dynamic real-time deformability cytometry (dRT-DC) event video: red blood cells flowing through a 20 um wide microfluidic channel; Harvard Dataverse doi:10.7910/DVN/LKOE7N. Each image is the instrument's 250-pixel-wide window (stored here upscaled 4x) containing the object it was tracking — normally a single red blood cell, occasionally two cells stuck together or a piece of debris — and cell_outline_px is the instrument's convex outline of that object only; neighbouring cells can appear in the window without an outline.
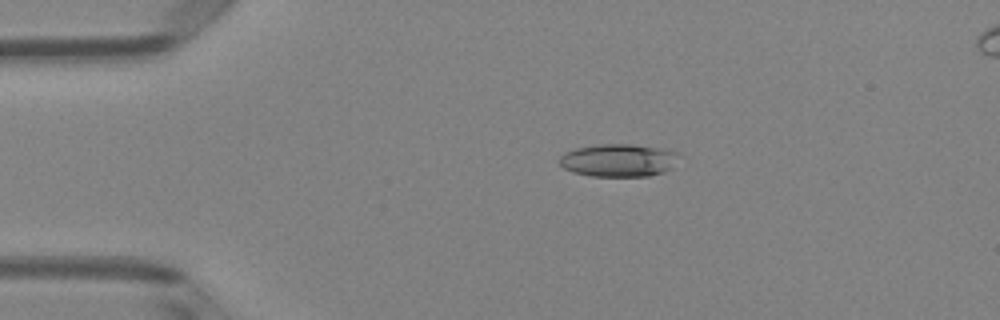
{"species": "Egyptian fruit bat (a non-hibernating species)", "species_latin": "Rousettus aegyptiacus", "temperature_condition": "room temperature", "stored_images_in_passage": 4, "camera_frame_rate_fps": 3000, "um_per_image_px": 0.085, "animal": {"sex": "female"}, "frame": {"image": 1, "passage_image": 2, "time_ms": 0.333, "image_size_px": [1000, 320], "cell_outline_px": [[684, 156], [672, 168], [664, 172], [648, 176], [588, 176], [572, 172], [564, 168], [556, 160], [564, 152], [576, 148], [600, 144], [632, 144], [664, 148], [676, 152]], "centroid_in_image_um": [52.62, 13.62], "position_along_channel_um": 32.4, "area_um2": 23.41}}